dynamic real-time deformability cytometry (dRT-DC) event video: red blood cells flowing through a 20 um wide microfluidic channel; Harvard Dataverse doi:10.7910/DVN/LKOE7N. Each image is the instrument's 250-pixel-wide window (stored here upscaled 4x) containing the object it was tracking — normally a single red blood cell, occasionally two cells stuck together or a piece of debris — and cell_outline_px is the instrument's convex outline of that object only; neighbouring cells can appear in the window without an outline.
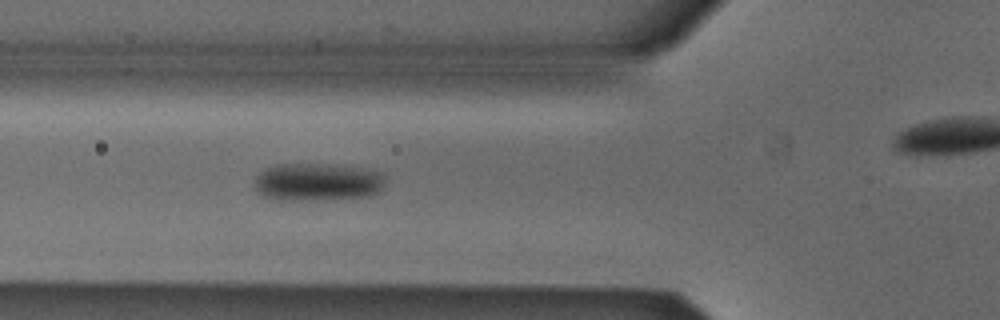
{"species": "Egyptian fruit bat (a non-hibernating species)", "species_latin": "Rousettus aegyptiacus", "temperature_condition": "cold", "stored_images_in_passage": 26, "camera_frame_rate_fps": 3000, "um_per_image_px": 0.085, "animal": {"sex": "male"}, "frame": {"image": 1, "passage_image": 10, "time_ms": 3.0, "image_size_px": [1000, 320], "cell_outline_px": [[384, 184], [380, 192], [368, 196], [300, 200], [276, 200], [264, 196], [256, 188], [256, 176], [264, 168], [276, 164], [328, 164], [368, 168], [380, 172], [384, 176]], "centroid_in_image_um": [27.0, 15.45], "position_along_channel_um": 98.8, "area_um2": 28.78}}
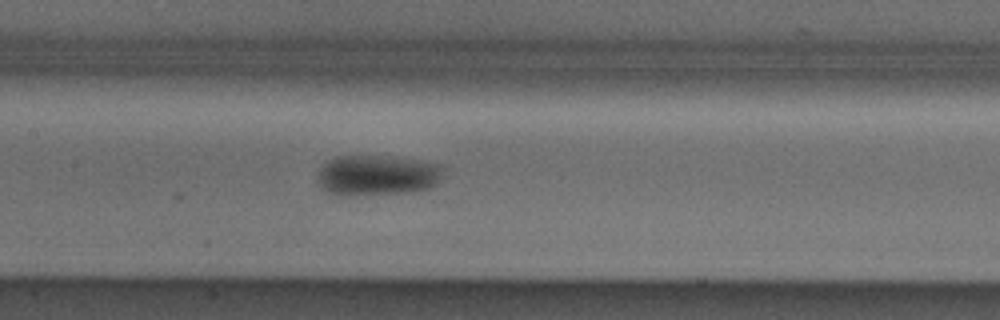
{"frame": {"image": 2, "passage_image": 16, "time_ms": 5.0, "image_size_px": [1000, 320], "cell_outline_px": [[444, 168], [436, 180], [428, 188], [408, 192], [348, 196], [340, 196], [328, 192], [320, 188], [316, 184], [316, 176], [320, 168], [328, 160], [336, 156], [392, 156], [420, 160], [440, 164]], "centroid_in_image_um": [31.95, 14.89], "position_along_channel_um": 175.4, "area_um2": 29.88}}
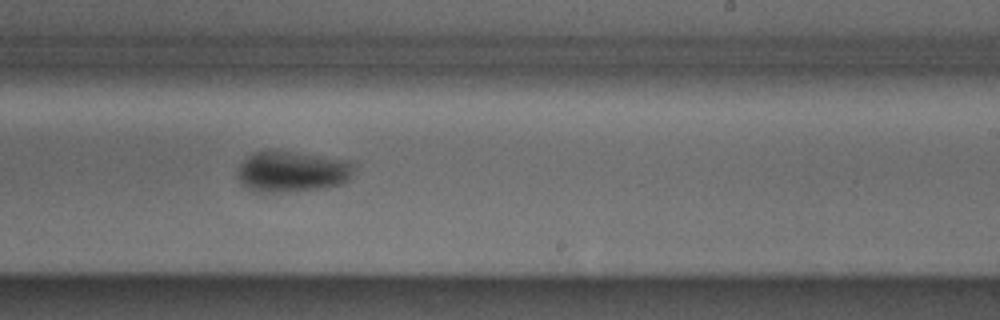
{"frame": {"image": 3, "passage_image": 23, "time_ms": 7.333, "image_size_px": [1000, 320], "cell_outline_px": [[356, 164], [348, 184], [324, 188], [280, 192], [256, 192], [244, 188], [236, 176], [236, 168], [252, 152], [276, 148], [352, 160]], "centroid_in_image_um": [24.85, 14.55], "position_along_channel_um": 264.2, "area_um2": 29.25}}